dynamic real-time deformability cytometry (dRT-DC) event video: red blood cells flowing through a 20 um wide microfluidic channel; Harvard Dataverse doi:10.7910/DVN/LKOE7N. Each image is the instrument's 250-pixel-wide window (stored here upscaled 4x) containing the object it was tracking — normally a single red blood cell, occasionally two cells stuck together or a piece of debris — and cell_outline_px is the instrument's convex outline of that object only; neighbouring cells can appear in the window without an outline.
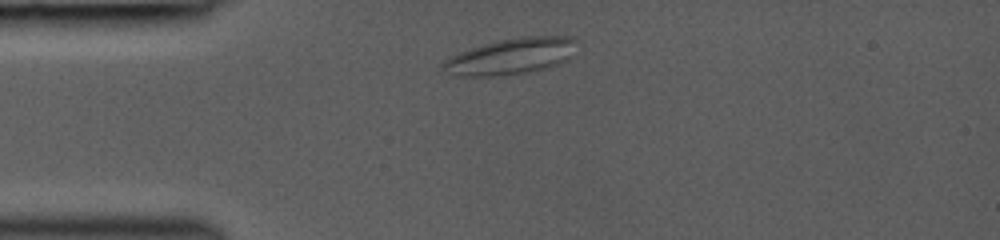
{"species": "common noctule bat (a hibernating species)", "species_latin": "Nyctalus noctula", "temperature_condition": "room temperature", "stored_images_in_passage": 4, "camera_frame_rate_fps": 3000, "um_per_image_px": 0.085, "animal": {"sex": "female", "body_mass_g": 19.0, "forearm_length_mm": 53.3}, "frame": {"image": 1, "passage_image": 1, "time_ms": 0.0, "image_size_px": [1000, 240], "cell_outline_px": [[580, 40], [572, 56], [568, 60], [532, 72], [492, 76], [456, 76], [440, 68], [440, 64], [444, 60], [460, 52], [484, 44], [500, 40], [524, 36], [572, 36]], "centroid_in_image_um": [43.49, 4.78], "position_along_channel_um": 41.5, "area_um2": 28.38}}
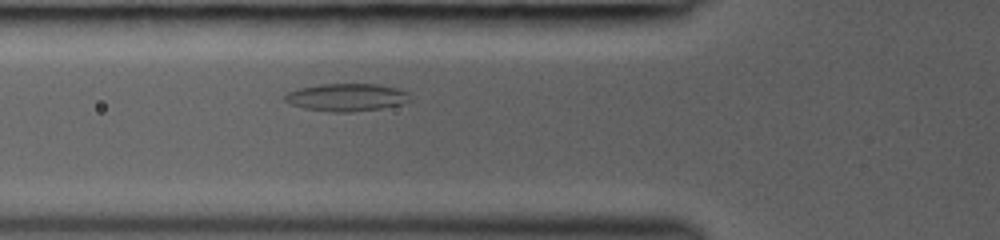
{"frame": {"image": 2, "passage_image": 4, "time_ms": 2.0, "image_size_px": [1000, 240], "cell_outline_px": [[412, 100], [400, 104], [380, 108], [352, 112], [332, 112], [304, 108], [292, 104], [284, 100], [284, 96], [288, 92], [300, 88], [320, 84], [376, 84], [396, 88], [408, 92]], "centroid_in_image_um": [29.47, 8.27], "position_along_channel_um": 96.3, "area_um2": 20.0}}